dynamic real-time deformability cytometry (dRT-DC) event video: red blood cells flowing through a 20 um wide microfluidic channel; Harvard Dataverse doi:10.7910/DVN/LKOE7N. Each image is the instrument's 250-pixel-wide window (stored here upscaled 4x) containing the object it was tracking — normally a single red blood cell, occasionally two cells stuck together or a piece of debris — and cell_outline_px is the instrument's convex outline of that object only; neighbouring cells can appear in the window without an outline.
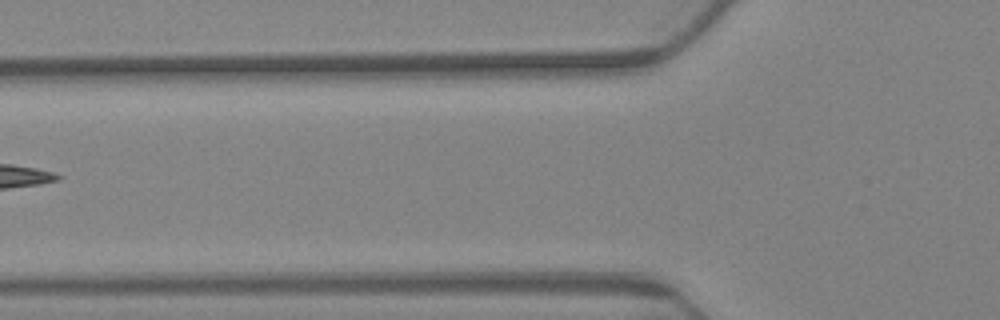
{"species": "Egyptian fruit bat (a non-hibernating species)", "species_latin": "Rousettus aegyptiacus", "temperature_condition": "warm", "stored_images_in_passage": 2, "camera_frame_rate_fps": 3000, "um_per_image_px": 0.085, "animal": {"sex": "female"}, "frame": {"image": 1, "passage_image": 2, "time_ms": 0.333, "image_size_px": [1000, 320], "cell_outline_px": [[752, 276], [748, 284], [732, 276], [672, 228], [700, 228], [748, 264]], "centroid_in_image_um": [60.97, 21.51], "position_along_channel_um": 64.8, "area_um2": 10.46}}